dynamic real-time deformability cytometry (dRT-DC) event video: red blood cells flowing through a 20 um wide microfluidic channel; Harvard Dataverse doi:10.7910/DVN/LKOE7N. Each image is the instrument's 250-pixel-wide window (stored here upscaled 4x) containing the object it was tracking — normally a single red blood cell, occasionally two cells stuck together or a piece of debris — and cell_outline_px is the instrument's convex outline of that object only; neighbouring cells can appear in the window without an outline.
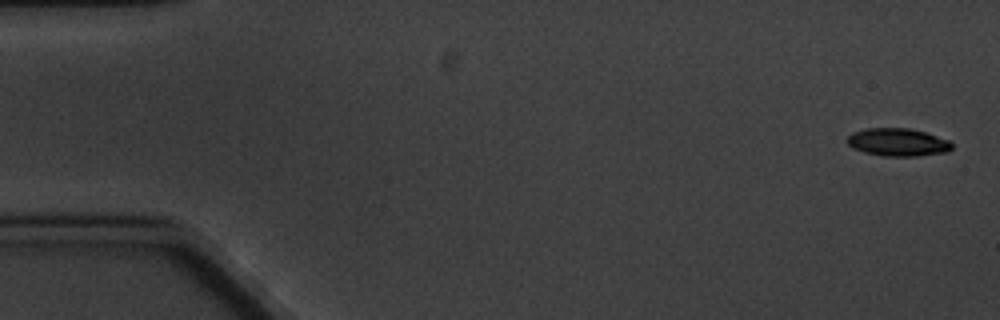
{"species": "common noctule bat (a hibernating species)", "species_latin": "Nyctalus noctula", "temperature_condition": "cold", "stored_images_in_passage": 6, "camera_frame_rate_fps": 3000, "um_per_image_px": 0.085, "animal": {"sex": "male", "body_mass_g": 20.1, "forearm_length_mm": 53.5}, "frame": {"image": 1, "passage_image": 1, "time_ms": 0.0, "image_size_px": [1000, 320], "cell_outline_px": [[952, 148], [948, 152], [916, 156], [884, 156], [864, 152], [852, 148], [848, 144], [848, 136], [852, 132], [868, 128], [912, 128], [948, 140], [952, 144]], "centroid_in_image_um": [76.31, 12.09], "position_along_channel_um": 8.7, "area_um2": 16.94}}
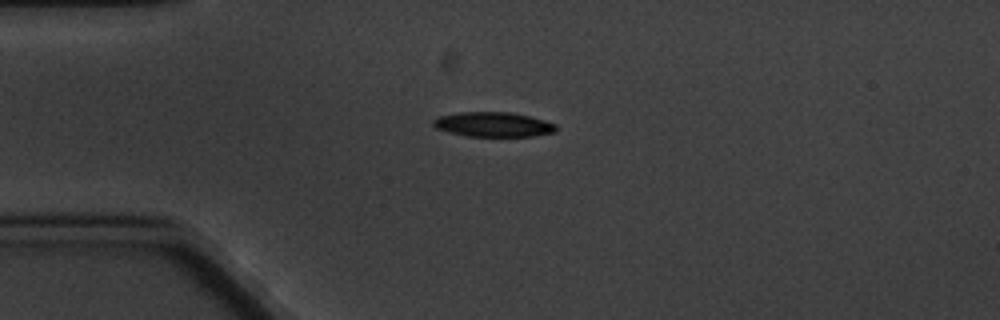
{"frame": {"image": 2, "passage_image": 5, "time_ms": 4.333, "image_size_px": [1000, 320], "cell_outline_px": [[556, 132], [532, 136], [468, 136], [448, 132], [436, 128], [432, 124], [432, 120], [436, 116], [460, 112], [512, 112], [544, 120], [556, 124]], "centroid_in_image_um": [41.89, 10.57], "position_along_channel_um": 43.1, "area_um2": 17.74}}